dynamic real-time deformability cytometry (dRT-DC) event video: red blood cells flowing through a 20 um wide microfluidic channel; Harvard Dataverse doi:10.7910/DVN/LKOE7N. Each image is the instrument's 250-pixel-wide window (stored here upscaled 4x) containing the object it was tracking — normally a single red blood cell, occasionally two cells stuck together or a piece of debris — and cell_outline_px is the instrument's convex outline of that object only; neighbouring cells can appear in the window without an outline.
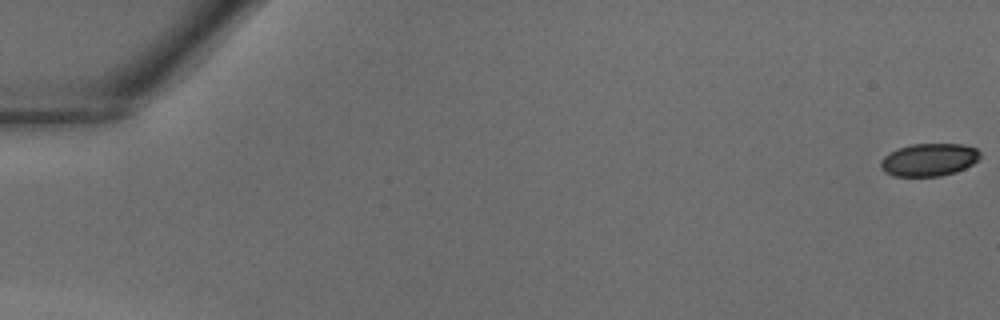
{"species": "common noctule bat (a hibernating species)", "species_latin": "Nyctalus noctula", "temperature_condition": "warm", "stored_images_in_passage": 31, "camera_frame_rate_fps": 3000, "um_per_image_px": 0.085, "animal": {"sex": "male", "body_mass_g": 18.8}, "frame": {"image": 1, "passage_image": 1, "time_ms": 0.0, "image_size_px": [1000, 320], "cell_outline_px": [[980, 156], [972, 164], [956, 172], [940, 176], [892, 176], [884, 172], [880, 168], [880, 160], [888, 152], [912, 144], [964, 144], [976, 148], [980, 152]], "centroid_in_image_um": [78.93, 13.58], "position_along_channel_um": 6.1, "area_um2": 19.02}}
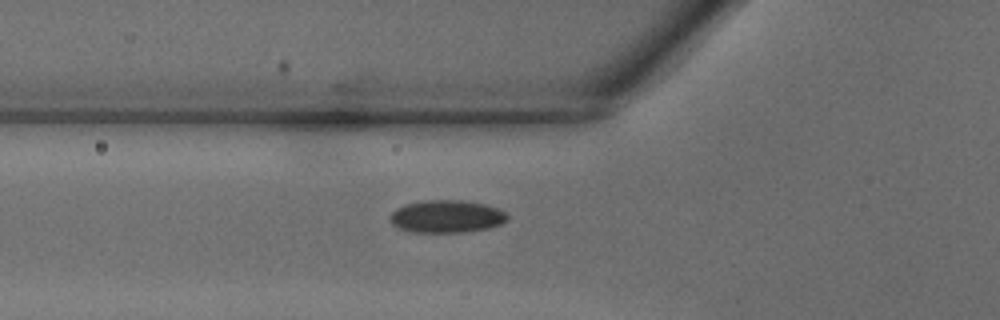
{"frame": {"image": 2, "passage_image": 16, "time_ms": 5.0, "image_size_px": [1000, 320], "cell_outline_px": [[508, 220], [500, 224], [488, 228], [464, 232], [412, 232], [400, 228], [392, 224], [392, 212], [396, 208], [404, 204], [424, 200], [460, 200], [484, 204], [496, 208], [504, 212], [508, 216]], "centroid_in_image_um": [37.96, 18.39], "position_along_channel_um": 87.8, "area_um2": 22.08}}
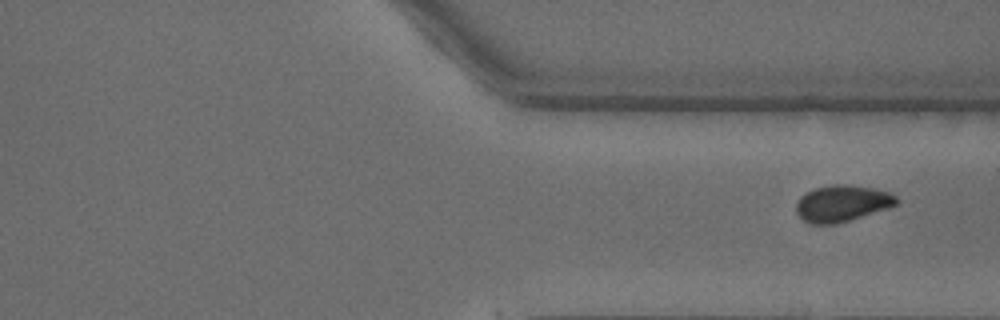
{"frame": {"image": 3, "passage_image": 31, "time_ms": 10.0, "image_size_px": [1000, 320], "cell_outline_px": [[900, 200], [896, 204], [888, 208], [836, 224], [808, 224], [796, 212], [796, 204], [800, 196], [816, 188], [832, 184], [844, 184], [872, 188], [888, 192], [896, 196]], "centroid_in_image_um": [71.57, 17.29], "position_along_channel_um": 339.8, "area_um2": 21.15}}